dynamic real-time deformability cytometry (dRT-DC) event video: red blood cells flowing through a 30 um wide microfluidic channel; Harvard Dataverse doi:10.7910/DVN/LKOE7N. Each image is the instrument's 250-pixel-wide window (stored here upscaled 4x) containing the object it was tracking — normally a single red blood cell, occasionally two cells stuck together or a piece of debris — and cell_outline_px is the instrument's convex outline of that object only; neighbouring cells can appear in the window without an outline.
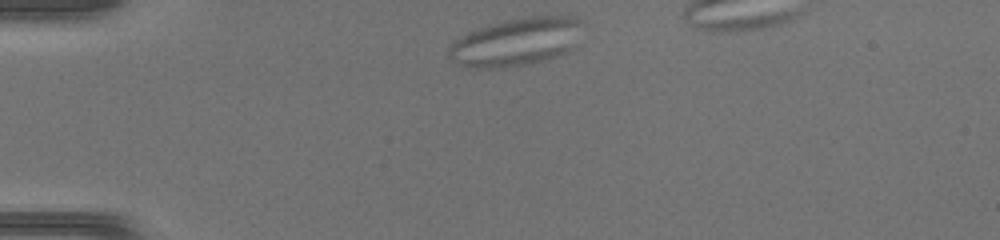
{"species": "common noctule bat (a hibernating species)", "species_latin": "Nyctalus noctula", "temperature_condition": "warm", "stored_images_in_passage": 33, "camera_frame_rate_fps": 3000, "um_per_image_px": 0.085, "animal": {"sex": "female", "body_mass_g": 17.0, "forearm_length_mm": 48.0}, "frame": {"image": 1, "passage_image": 1, "time_ms": 0.0, "image_size_px": [1000, 240], "cell_outline_px": [[576, 24], [568, 48], [564, 52], [556, 56], [532, 64], [504, 68], [468, 68], [460, 64], [448, 56], [448, 48], [456, 40], [468, 32], [480, 28], [508, 20], [528, 16], [568, 16], [576, 20]], "centroid_in_image_um": [43.69, 3.61], "position_along_channel_um": 41.3, "area_um2": 35.72}}
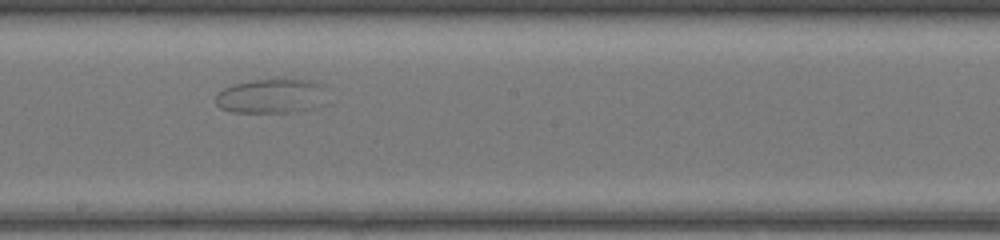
{"frame": {"image": 2, "passage_image": 17, "time_ms": 5.333, "image_size_px": [1000, 240], "cell_outline_px": [[328, 88], [324, 104], [320, 108], [292, 112], [232, 112], [220, 108], [216, 104], [216, 92], [232, 84], [252, 80], [308, 80], [324, 84]], "centroid_in_image_um": [23.13, 8.18], "position_along_channel_um": 225.1, "area_um2": 22.89}}
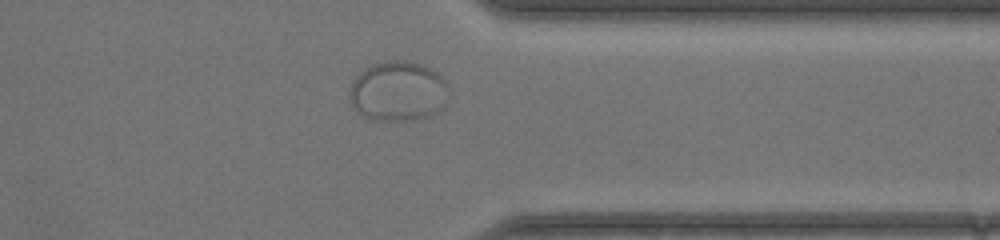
{"frame": {"image": 3, "passage_image": 28, "time_ms": 9.0, "image_size_px": [1000, 240], "cell_outline_px": [[448, 100], [444, 108], [432, 116], [416, 120], [372, 120], [364, 116], [352, 104], [348, 96], [348, 88], [352, 80], [364, 68], [372, 64], [392, 60], [404, 60], [420, 64], [436, 72], [448, 84]], "centroid_in_image_um": [33.85, 7.77], "position_along_channel_um": 377.6, "area_um2": 35.14}}